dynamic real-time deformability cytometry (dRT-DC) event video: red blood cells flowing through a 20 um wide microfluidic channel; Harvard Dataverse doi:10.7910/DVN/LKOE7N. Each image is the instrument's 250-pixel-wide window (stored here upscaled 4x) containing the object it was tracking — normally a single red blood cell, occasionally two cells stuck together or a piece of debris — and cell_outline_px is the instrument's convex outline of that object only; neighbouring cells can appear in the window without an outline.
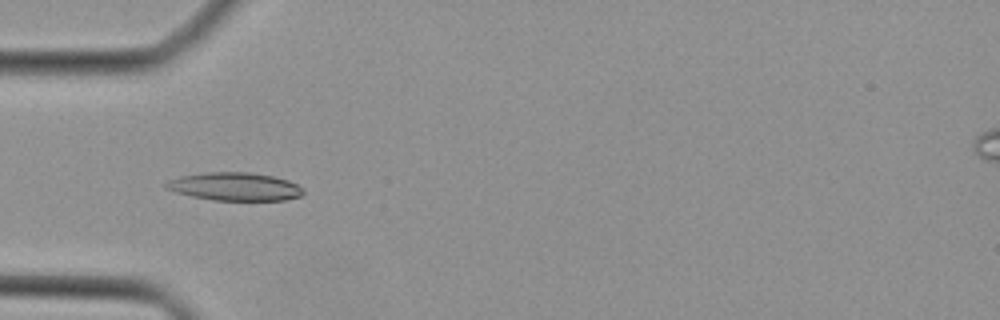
{"species": "Egyptian fruit bat (a non-hibernating species)", "species_latin": "Rousettus aegyptiacus", "temperature_condition": "cold", "stored_images_in_passage": 34, "camera_frame_rate_fps": 3000, "um_per_image_px": 0.085, "animal": {"sex": "female"}, "frame": {"image": 1, "passage_image": 6, "time_ms": 1.667, "image_size_px": [1000, 320], "cell_outline_px": [[304, 192], [300, 196], [284, 200], [212, 200], [192, 196], [176, 192], [164, 188], [164, 184], [168, 180], [180, 176], [208, 172], [248, 172], [272, 176], [288, 180], [304, 188]], "centroid_in_image_um": [19.95, 15.86], "position_along_channel_um": 65.1, "area_um2": 22.43}}
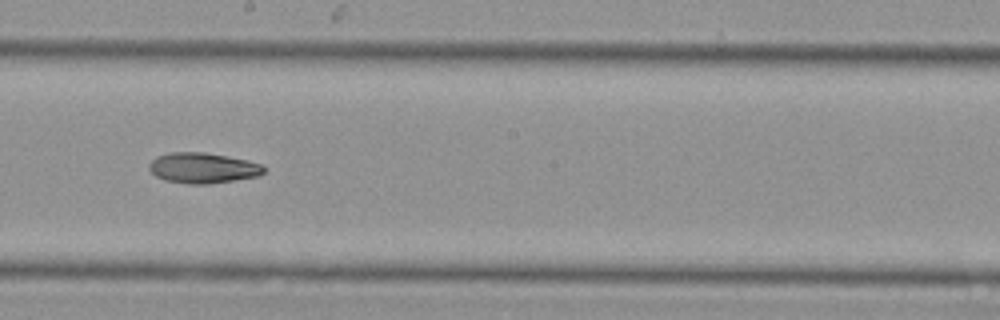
{"frame": {"image": 2, "passage_image": 17, "time_ms": 5.333, "image_size_px": [1000, 320], "cell_outline_px": [[264, 172], [260, 176], [208, 184], [188, 184], [164, 180], [156, 176], [148, 168], [148, 164], [156, 156], [168, 152], [204, 152], [248, 160], [260, 164], [264, 168]], "centroid_in_image_um": [17.21, 14.27], "position_along_channel_um": 231.0, "area_um2": 20.46}}
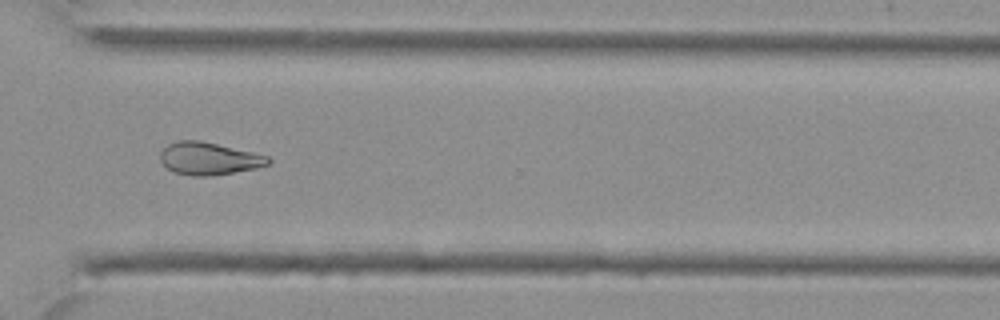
{"frame": {"image": 3, "passage_image": 25, "time_ms": 8.0, "image_size_px": [1000, 320], "cell_outline_px": [[272, 160], [268, 164], [256, 168], [212, 176], [192, 176], [172, 172], [160, 160], [160, 152], [168, 144], [176, 140], [200, 140], [252, 152], [268, 156]], "centroid_in_image_um": [17.73, 13.48], "position_along_channel_um": 352.9, "area_um2": 20.46}}